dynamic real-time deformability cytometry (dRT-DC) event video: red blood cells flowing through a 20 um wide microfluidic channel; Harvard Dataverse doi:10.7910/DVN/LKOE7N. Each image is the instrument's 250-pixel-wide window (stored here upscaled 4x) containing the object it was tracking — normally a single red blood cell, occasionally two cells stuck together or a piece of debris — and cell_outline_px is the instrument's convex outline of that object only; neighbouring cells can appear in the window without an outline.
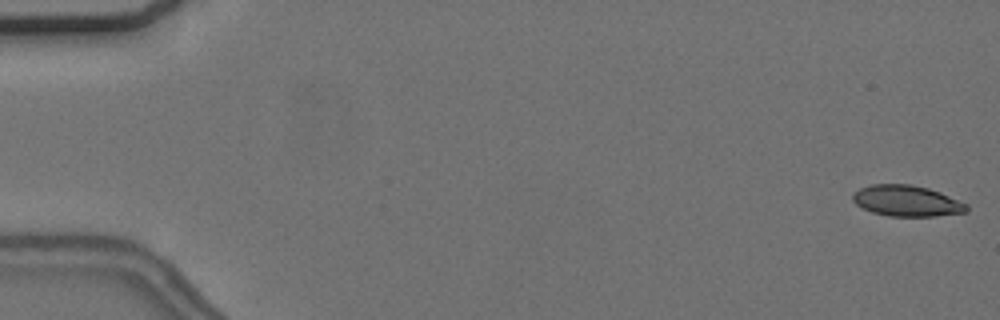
{"species": "common noctule bat (a hibernating species)", "species_latin": "Nyctalus noctula", "temperature_condition": "cold", "stored_images_in_passage": 56, "camera_frame_rate_fps": 3000, "um_per_image_px": 0.085, "animal": {"sex": "female", "body_mass_g": 24.6, "forearm_length_mm": 56.2}, "frame": {"image": 1, "passage_image": 1, "time_ms": 0.0, "image_size_px": [1000, 320], "cell_outline_px": [[968, 212], [936, 216], [888, 216], [872, 212], [856, 204], [852, 200], [852, 192], [860, 188], [872, 184], [912, 184], [928, 188], [940, 192], [968, 204]], "centroid_in_image_um": [77.07, 17.07], "position_along_channel_um": 7.9, "area_um2": 20.69}}
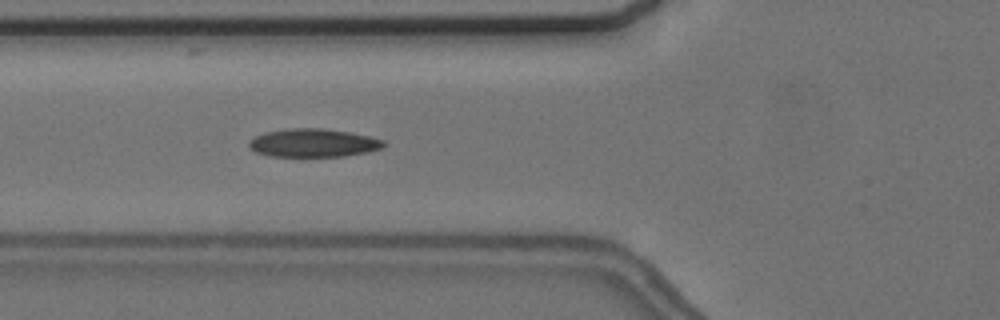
{"frame": {"image": 2, "passage_image": 21, "time_ms": 6.667, "image_size_px": [1000, 320], "cell_outline_px": [[388, 144], [384, 148], [368, 152], [344, 156], [268, 156], [256, 152], [248, 144], [248, 140], [264, 132], [288, 128], [324, 128], [352, 132], [384, 140]], "centroid_in_image_um": [26.67, 12.14], "position_along_channel_um": 99.1, "area_um2": 22.43}}
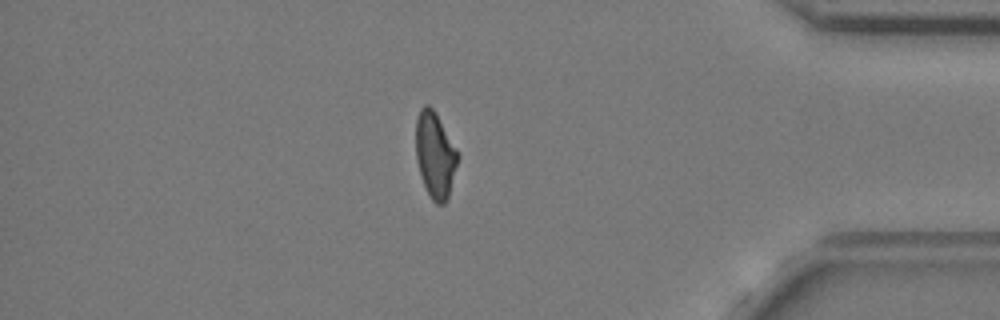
{"frame": {"image": 3, "passage_image": 48, "time_ms": 15.667, "image_size_px": [1000, 320], "cell_outline_px": [[460, 156], [448, 196], [444, 204], [436, 204], [432, 200], [420, 176], [416, 160], [416, 120], [420, 108], [424, 104], [428, 104], [436, 112]], "centroid_in_image_um": [36.98, 13.15], "position_along_channel_um": 398.2, "area_um2": 20.98}, "authors_computed_cell_mechanics": {"area_um2": 21.5016, "velocity_mm_per_s": 3.6805, "shape_relaxation_time_tau1_ms": 6.6947, "shape_relaxation_time_tau2_ms": 4.2613, "deformation_change_tau1": 0.1664, "deformation_change_tau2": 0.0886}}